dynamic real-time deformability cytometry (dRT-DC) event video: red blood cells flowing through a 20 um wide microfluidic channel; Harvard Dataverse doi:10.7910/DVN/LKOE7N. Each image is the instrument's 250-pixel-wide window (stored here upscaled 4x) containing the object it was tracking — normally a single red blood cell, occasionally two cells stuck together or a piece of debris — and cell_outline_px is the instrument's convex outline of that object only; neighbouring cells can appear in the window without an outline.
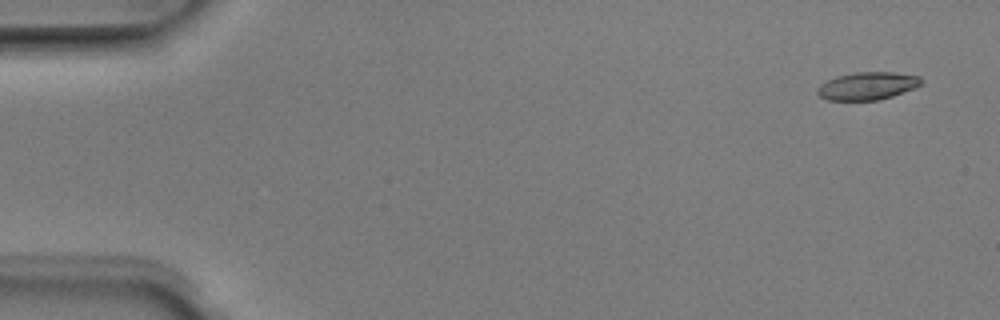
{"species": "Egyptian fruit bat (a non-hibernating species)", "species_latin": "Rousettus aegyptiacus", "temperature_condition": "room temperature", "stored_images_in_passage": 6, "camera_frame_rate_fps": 3000, "um_per_image_px": 0.085, "animal": {"sex": "male"}, "frame": {"image": 1, "passage_image": 1, "time_ms": 0.0, "image_size_px": [1000, 320], "cell_outline_px": [[920, 84], [916, 88], [880, 100], [828, 100], [820, 96], [816, 92], [816, 88], [820, 84], [836, 76], [856, 72], [892, 72], [920, 76]], "centroid_in_image_um": [73.71, 7.3], "position_along_channel_um": 11.3, "area_um2": 16.76}}
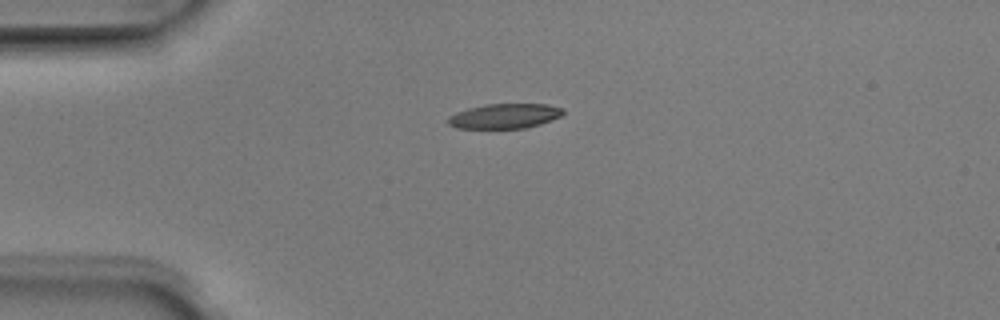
{"frame": {"image": 2, "passage_image": 4, "time_ms": 1.0, "image_size_px": [1000, 320], "cell_outline_px": [[564, 112], [560, 116], [540, 124], [524, 128], [456, 128], [448, 124], [448, 116], [456, 112], [468, 108], [488, 104], [548, 104], [564, 108]], "centroid_in_image_um": [42.89, 9.86], "position_along_channel_um": 42.1, "area_um2": 16.59}}
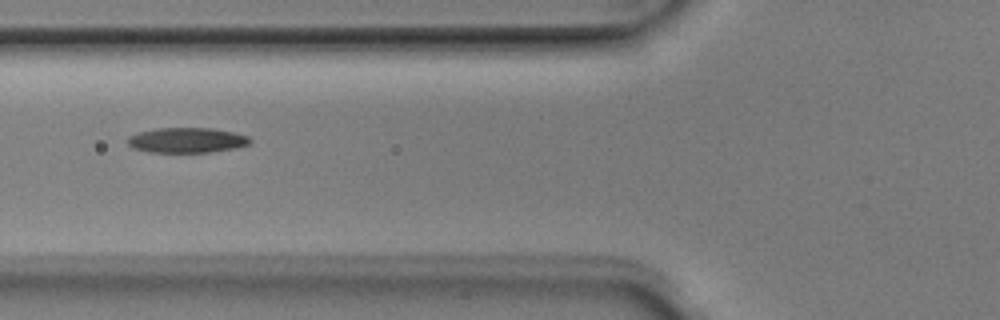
{"frame": {"image": 3, "passage_image": 6, "time_ms": 1.667, "image_size_px": [1000, 320], "cell_outline_px": [[252, 140], [248, 144], [236, 148], [212, 152], [148, 152], [132, 148], [128, 144], [128, 136], [140, 132], [156, 128], [212, 128], [232, 132], [248, 136]], "centroid_in_image_um": [15.87, 11.92], "position_along_channel_um": 109.9, "area_um2": 17.92}}